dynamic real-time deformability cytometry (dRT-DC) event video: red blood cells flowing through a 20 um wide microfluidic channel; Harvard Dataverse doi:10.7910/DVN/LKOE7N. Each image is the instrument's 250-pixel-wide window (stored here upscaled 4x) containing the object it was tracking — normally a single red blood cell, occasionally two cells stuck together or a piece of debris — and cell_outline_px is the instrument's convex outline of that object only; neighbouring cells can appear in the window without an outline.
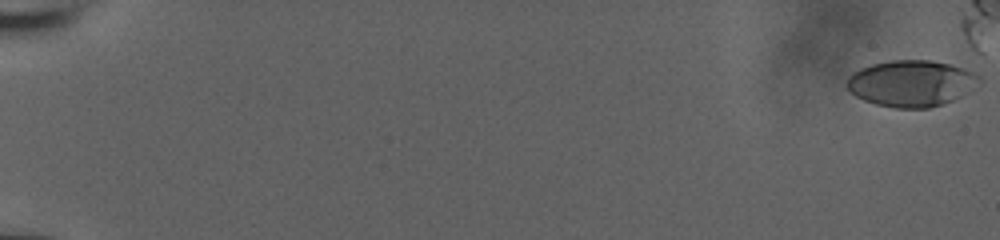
{"species": "human", "species_latin": "Homo sapiens", "temperature_condition": "room temperature", "stored_images_in_passage": 33, "camera_frame_rate_fps": 3000, "um_per_image_px": 0.085, "donor": {"sex": "male"}, "frame": {"image": 1, "passage_image": 1, "time_ms": 0.0, "image_size_px": [1000, 240], "cell_outline_px": [[980, 80], [960, 96], [952, 100], [928, 108], [896, 108], [876, 104], [864, 100], [856, 96], [844, 84], [848, 76], [860, 68], [872, 64], [892, 60], [932, 60], [964, 68], [980, 76]], "centroid_in_image_um": [77.4, 7.07], "position_along_channel_um": 7.6, "area_um2": 35.32}}
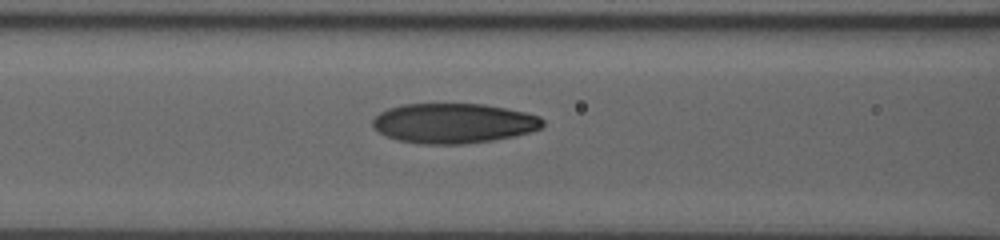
{"frame": {"image": 2, "passage_image": 28, "time_ms": 9.0, "image_size_px": [1000, 240], "cell_outline_px": [[544, 124], [540, 128], [516, 136], [492, 140], [464, 144], [424, 144], [400, 140], [384, 136], [372, 124], [372, 120], [380, 112], [388, 108], [404, 104], [484, 104], [524, 112], [540, 116], [544, 120]], "centroid_in_image_um": [38.56, 10.47], "position_along_channel_um": 128.0, "area_um2": 39.42}}
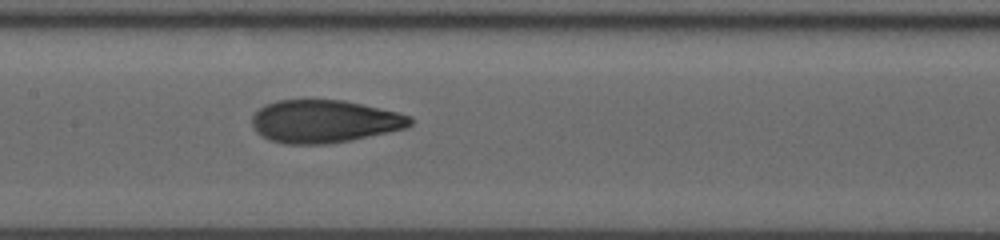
{"frame": {"image": 3, "passage_image": 32, "time_ms": 10.333, "image_size_px": [1000, 240], "cell_outline_px": [[412, 124], [408, 128], [352, 140], [328, 144], [284, 144], [268, 140], [256, 132], [252, 124], [252, 116], [264, 104], [276, 100], [344, 100], [396, 112], [408, 116], [412, 120]], "centroid_in_image_um": [27.54, 10.33], "position_along_channel_um": 179.9, "area_um2": 39.54}}